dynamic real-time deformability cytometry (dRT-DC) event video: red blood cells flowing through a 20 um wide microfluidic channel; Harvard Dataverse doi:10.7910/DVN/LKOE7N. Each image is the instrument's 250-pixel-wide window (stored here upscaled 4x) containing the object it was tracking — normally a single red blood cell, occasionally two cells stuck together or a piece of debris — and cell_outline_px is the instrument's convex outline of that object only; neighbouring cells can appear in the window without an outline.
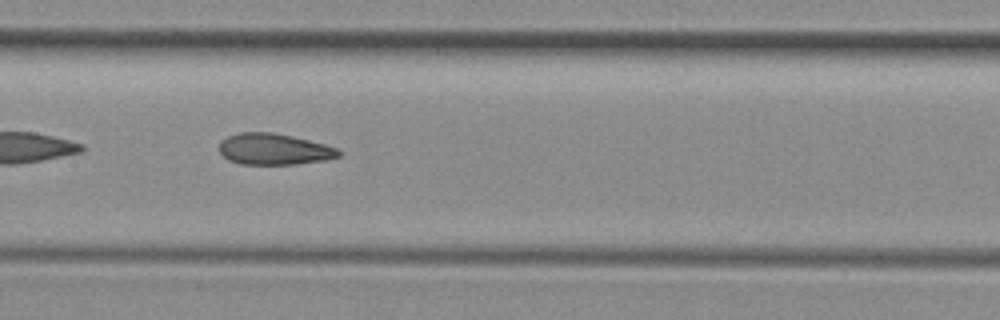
{"species": "common noctule bat (a hibernating species)", "species_latin": "Nyctalus noctula", "temperature_condition": "room temperature", "stored_images_in_passage": 37, "camera_frame_rate_fps": 3000, "um_per_image_px": 0.085, "animal": {"sex": "female", "body_mass_g": 29.2, "forearm_length_mm": 56.3}, "frame": {"image": 1, "passage_image": 11, "time_ms": 3.333, "image_size_px": [1000, 320], "cell_outline_px": [[340, 156], [324, 160], [296, 164], [240, 164], [228, 160], [220, 152], [220, 140], [228, 136], [240, 132], [272, 132], [292, 136], [324, 144], [336, 148], [340, 152]], "centroid_in_image_um": [23.26, 12.68], "position_along_channel_um": 184.1, "area_um2": 21.62}, "authors_computed_cell_mechanics": {"area_um2": 22.0218, "velocity_mm_per_s": 4.0453, "shape_relaxation_time_tau1_ms": null, "shape_relaxation_time_tau2_ms": 3.2059, "deformation_change_tau1": null, "deformation_change_tau2": 0.111}}